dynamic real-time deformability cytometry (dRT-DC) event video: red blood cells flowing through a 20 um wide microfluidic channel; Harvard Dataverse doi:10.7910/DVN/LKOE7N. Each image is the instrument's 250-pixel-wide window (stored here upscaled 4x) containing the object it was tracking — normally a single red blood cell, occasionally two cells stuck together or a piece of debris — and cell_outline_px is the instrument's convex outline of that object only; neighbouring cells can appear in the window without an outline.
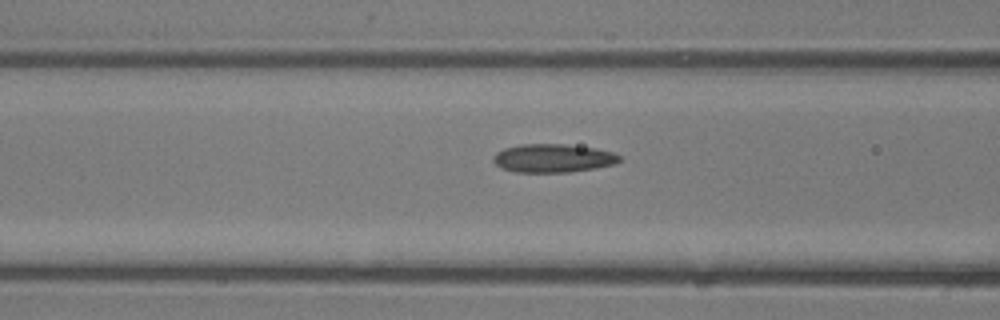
{"species": "common noctule bat (a hibernating species)", "species_latin": "Nyctalus noctula", "temperature_condition": "room temperature", "stored_images_in_passage": 12, "camera_frame_rate_fps": 3000, "um_per_image_px": 0.085, "animal": {"sex": "male", "body_mass_g": 13.3}, "frame": {"image": 1, "passage_image": 10, "time_ms": 3.0, "image_size_px": [1000, 320], "cell_outline_px": [[620, 160], [616, 164], [596, 168], [568, 172], [516, 172], [500, 168], [492, 160], [492, 156], [496, 152], [504, 148], [520, 144], [564, 144], [596, 148], [612, 152], [620, 156]], "centroid_in_image_um": [46.98, 13.44], "position_along_channel_um": 119.6, "area_um2": 21.04}}